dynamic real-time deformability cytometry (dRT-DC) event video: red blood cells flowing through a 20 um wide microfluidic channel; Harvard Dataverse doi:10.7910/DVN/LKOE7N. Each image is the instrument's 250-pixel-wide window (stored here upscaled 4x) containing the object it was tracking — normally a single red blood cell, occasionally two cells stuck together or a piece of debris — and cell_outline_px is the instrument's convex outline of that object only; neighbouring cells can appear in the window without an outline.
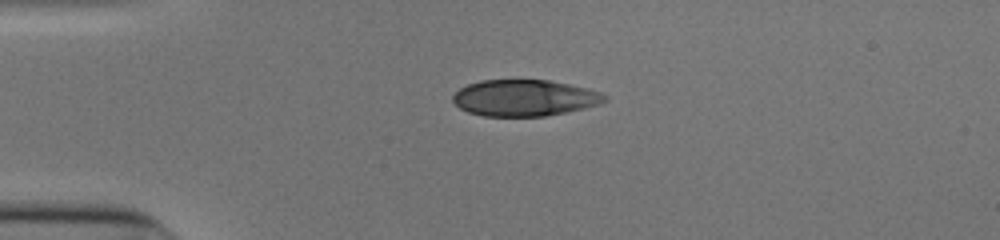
{"species": "human", "species_latin": "Homo sapiens", "temperature_condition": "cold", "stored_images_in_passage": 34, "camera_frame_rate_fps": 3000, "um_per_image_px": 0.085, "donor": {"sex": "male"}, "frame": {"image": 1, "passage_image": 1, "time_ms": 0.0, "image_size_px": [1000, 240], "cell_outline_px": [[608, 100], [600, 104], [584, 108], [544, 116], [484, 116], [468, 112], [460, 108], [452, 100], [452, 96], [460, 88], [468, 84], [480, 80], [548, 80], [588, 88], [600, 92], [608, 96]], "centroid_in_image_um": [44.59, 8.32], "position_along_channel_um": 40.4, "area_um2": 32.14}}
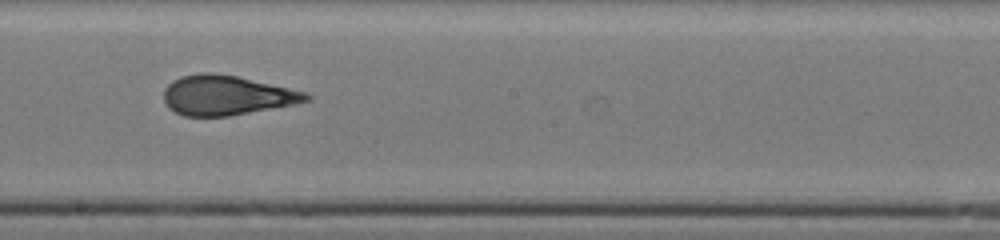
{"frame": {"image": 2, "passage_image": 18, "time_ms": 5.667, "image_size_px": [1000, 240], "cell_outline_px": [[312, 100], [292, 104], [228, 116], [184, 116], [168, 108], [164, 100], [164, 88], [172, 80], [180, 76], [200, 72], [212, 72], [236, 76], [308, 92], [312, 96]], "centroid_in_image_um": [19.23, 8.09], "position_along_channel_um": 229.0, "area_um2": 32.89}}
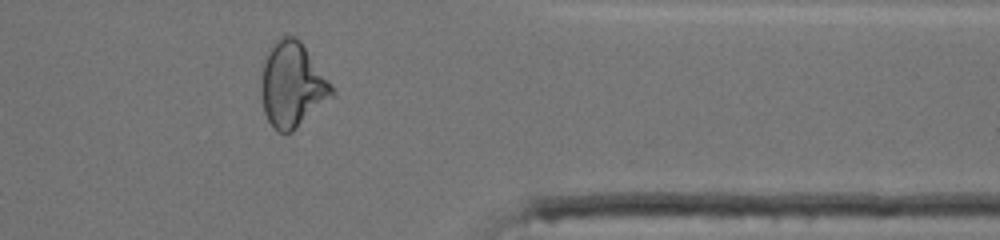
{"frame": {"image": 3, "passage_image": 31, "time_ms": 10.0, "image_size_px": [1000, 240], "cell_outline_px": [[336, 96], [292, 132], [276, 132], [268, 120], [264, 112], [260, 96], [260, 80], [268, 48], [272, 40], [280, 36], [296, 36], [300, 40], [332, 84], [336, 92]], "centroid_in_image_um": [24.85, 7.21], "position_along_channel_um": 386.6, "area_um2": 35.84}, "authors_computed_cell_mechanics": {"area_um2": 32.8882, "velocity_mm_per_s": 3.9152, "shape_relaxation_time_tau1_ms": 8.2546, "shape_relaxation_time_tau2_ms": 0.8342, "deformation_change_tau1": 0.2681, "deformation_change_tau2": 0.0762}}